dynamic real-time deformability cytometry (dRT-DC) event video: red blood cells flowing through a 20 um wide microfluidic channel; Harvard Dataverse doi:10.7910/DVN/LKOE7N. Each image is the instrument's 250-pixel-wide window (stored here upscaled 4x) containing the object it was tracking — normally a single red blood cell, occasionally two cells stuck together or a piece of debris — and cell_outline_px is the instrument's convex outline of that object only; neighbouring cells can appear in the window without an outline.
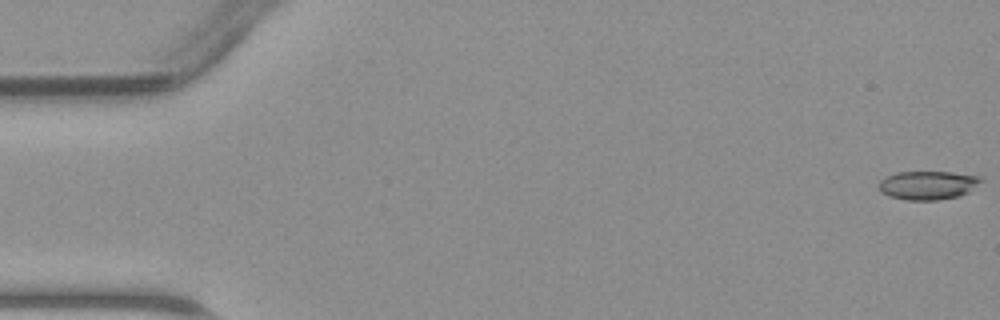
{"species": "common noctule bat (a hibernating species)", "species_latin": "Nyctalus noctula", "temperature_condition": "warm", "stored_images_in_passage": 47, "camera_frame_rate_fps": 3000, "um_per_image_px": 0.085, "animal": {"sex": "male", "body_mass_g": 23.1, "forearm_length_mm": 52.7}, "frame": {"image": 1, "passage_image": 1, "time_ms": 0.0, "image_size_px": [1000, 320], "cell_outline_px": [[984, 180], [968, 192], [960, 196], [936, 200], [908, 200], [888, 196], [880, 192], [880, 180], [896, 172], [952, 172], [980, 176]], "centroid_in_image_um": [78.89, 15.74], "position_along_channel_um": 6.1, "area_um2": 17.05}}
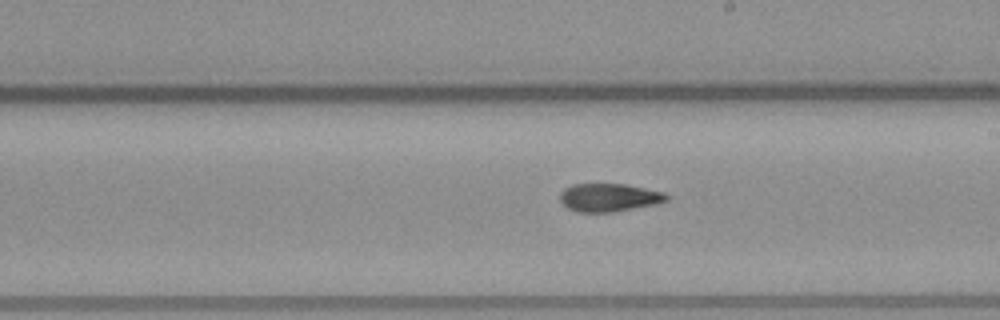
{"frame": {"image": 2, "passage_image": 27, "time_ms": 8.667, "image_size_px": [1000, 320], "cell_outline_px": [[668, 200], [656, 204], [616, 212], [576, 212], [568, 208], [560, 200], [560, 192], [564, 188], [572, 184], [624, 184], [664, 192], [668, 196]], "centroid_in_image_um": [51.76, 16.79], "position_along_channel_um": 237.2, "area_um2": 17.51}}
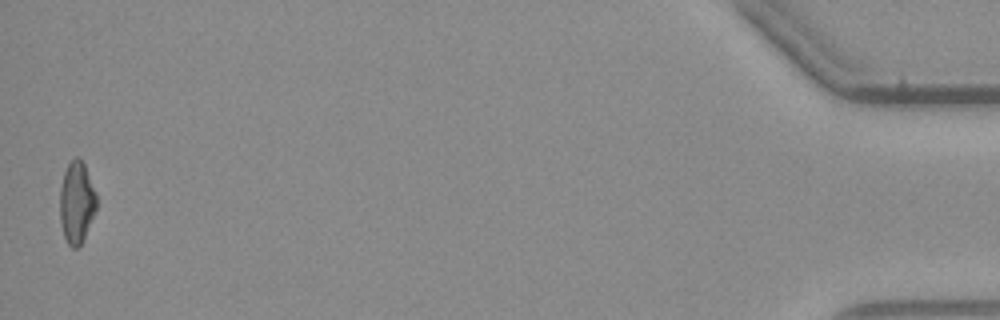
{"frame": {"image": 3, "passage_image": 47, "time_ms": 15.333, "image_size_px": [1000, 320], "cell_outline_px": [[96, 208], [84, 236], [80, 244], [76, 248], [72, 248], [68, 244], [64, 236], [60, 224], [60, 188], [64, 172], [68, 164], [76, 156], [80, 156], [84, 164], [96, 192]], "centroid_in_image_um": [6.5, 17.17], "position_along_channel_um": 428.7, "area_um2": 17.28}}